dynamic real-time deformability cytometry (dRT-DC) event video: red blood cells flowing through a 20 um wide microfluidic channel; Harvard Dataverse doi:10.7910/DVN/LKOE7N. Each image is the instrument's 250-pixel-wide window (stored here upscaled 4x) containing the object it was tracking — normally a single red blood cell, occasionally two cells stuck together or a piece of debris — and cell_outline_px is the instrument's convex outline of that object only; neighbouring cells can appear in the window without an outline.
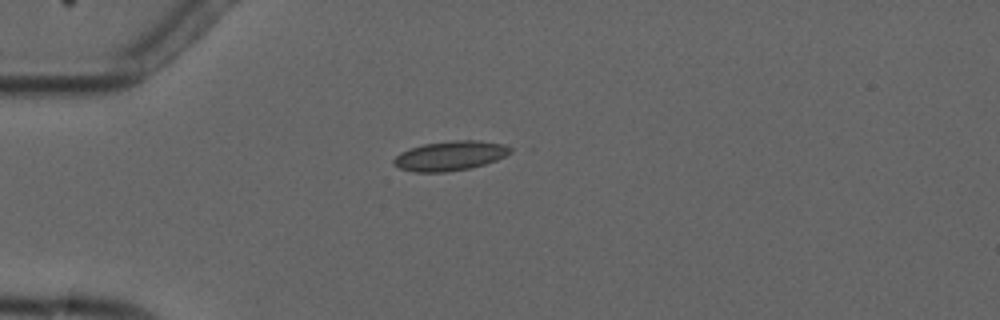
{"species": "common noctule bat (a hibernating species)", "species_latin": "Nyctalus noctula", "temperature_condition": "cold", "stored_images_in_passage": 7, "camera_frame_rate_fps": 3000, "um_per_image_px": 0.085, "animal": {"sex": "male", "forearm_length_mm": 52.5}, "frame": {"image": 1, "passage_image": 1, "time_ms": 0.0, "image_size_px": [1000, 320], "cell_outline_px": [[512, 152], [496, 160], [472, 168], [444, 172], [416, 172], [400, 168], [392, 164], [392, 160], [400, 152], [424, 144], [452, 140], [480, 140], [504, 144], [512, 148]], "centroid_in_image_um": [38.27, 13.24], "position_along_channel_um": 46.7, "area_um2": 20.11}}
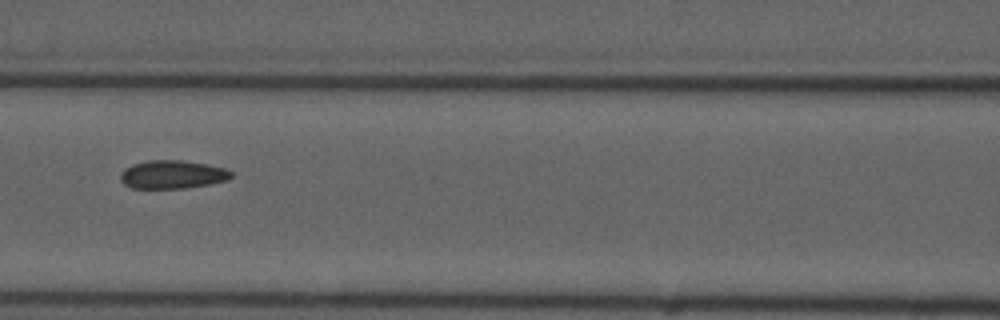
{"frame": {"image": 2, "passage_image": 4, "time_ms": 3.333, "image_size_px": [1000, 320], "cell_outline_px": [[232, 176], [228, 180], [208, 184], [184, 188], [132, 188], [124, 184], [120, 180], [120, 172], [124, 168], [132, 164], [148, 160], [180, 160], [208, 164], [224, 168], [232, 172]], "centroid_in_image_um": [14.62, 14.82], "position_along_channel_um": 152.0, "area_um2": 18.32}}
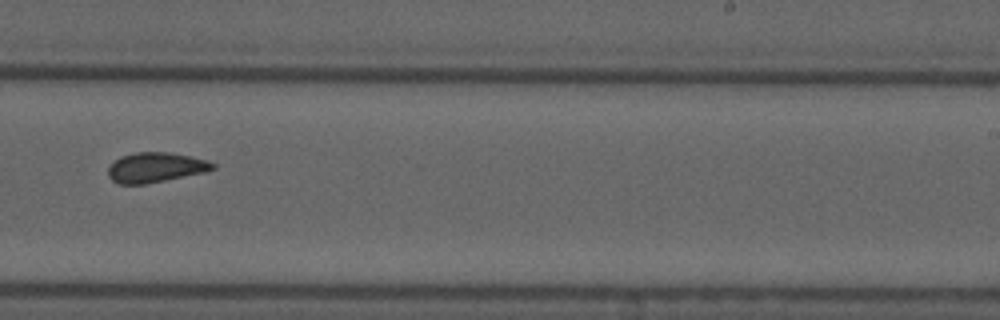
{"frame": {"image": 3, "passage_image": 7, "time_ms": 6.667, "image_size_px": [1000, 320], "cell_outline_px": [[216, 168], [204, 172], [144, 184], [120, 184], [112, 180], [108, 176], [108, 168], [120, 156], [136, 152], [168, 152], [208, 160], [216, 164]], "centroid_in_image_um": [13.22, 14.22], "position_along_channel_um": 275.8, "area_um2": 18.03}}